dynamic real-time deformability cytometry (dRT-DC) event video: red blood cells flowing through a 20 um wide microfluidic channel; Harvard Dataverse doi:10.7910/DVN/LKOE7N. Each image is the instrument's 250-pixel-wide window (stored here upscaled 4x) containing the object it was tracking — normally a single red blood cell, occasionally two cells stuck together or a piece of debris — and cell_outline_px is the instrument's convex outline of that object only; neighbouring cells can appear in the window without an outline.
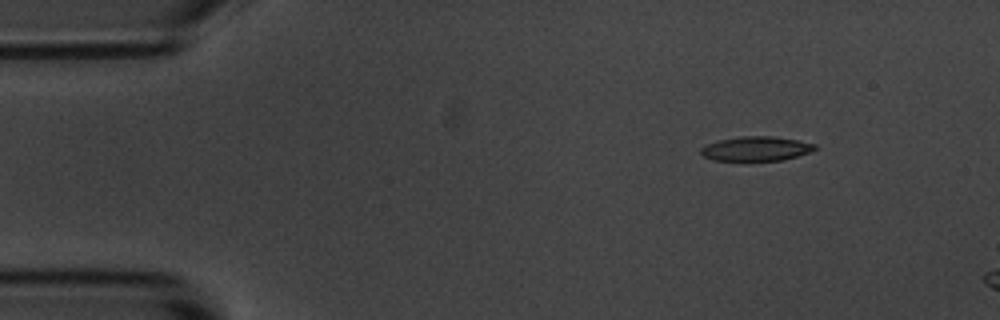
{"species": "common noctule bat (a hibernating species)", "species_latin": "Nyctalus noctula", "temperature_condition": "room temperature", "stored_images_in_passage": 6, "camera_frame_rate_fps": 3000, "um_per_image_px": 0.085, "animal": {"sex": "male", "body_mass_g": 20.1, "forearm_length_mm": 53.5}, "frame": {"image": 1, "passage_image": 1, "time_ms": 0.0, "image_size_px": [1000, 320], "cell_outline_px": [[820, 148], [812, 152], [784, 160], [744, 164], [740, 164], [712, 160], [704, 156], [700, 152], [700, 148], [704, 144], [720, 140], [740, 136], [772, 136], [796, 140], [816, 144]], "centroid_in_image_um": [64.24, 12.7], "position_along_channel_um": 20.8, "area_um2": 17.46}}